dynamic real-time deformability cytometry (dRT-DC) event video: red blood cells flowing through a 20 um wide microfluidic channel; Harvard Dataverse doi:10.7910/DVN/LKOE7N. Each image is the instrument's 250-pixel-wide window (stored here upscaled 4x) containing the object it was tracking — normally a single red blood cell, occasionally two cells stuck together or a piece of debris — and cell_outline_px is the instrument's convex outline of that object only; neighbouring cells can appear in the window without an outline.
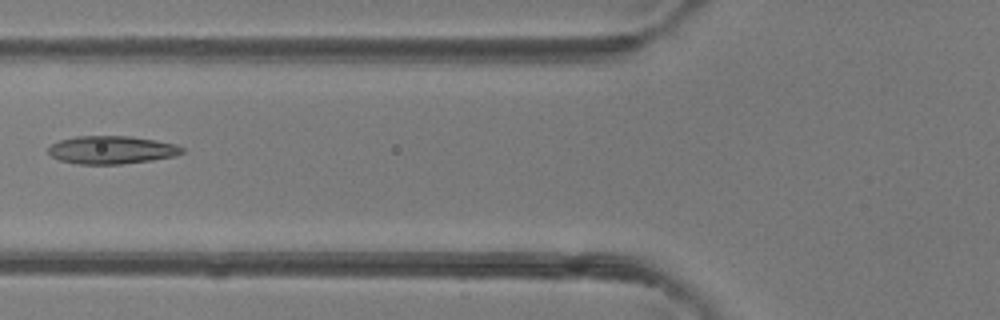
{"species": "common noctule bat (a hibernating species)", "species_latin": "Nyctalus noctula", "temperature_condition": "room temperature", "stored_images_in_passage": 2, "camera_frame_rate_fps": 3000, "um_per_image_px": 0.085, "animal": {"sex": "female"}, "frame": {"image": 1, "passage_image": 2, "time_ms": 1.0, "image_size_px": [1000, 320], "cell_outline_px": [[184, 152], [176, 156], [152, 160], [120, 164], [76, 164], [60, 160], [52, 156], [48, 152], [48, 148], [52, 144], [60, 140], [76, 136], [132, 136], [156, 140], [176, 144], [184, 148]], "centroid_in_image_um": [9.51, 12.74], "position_along_channel_um": 116.3, "area_um2": 21.91}}